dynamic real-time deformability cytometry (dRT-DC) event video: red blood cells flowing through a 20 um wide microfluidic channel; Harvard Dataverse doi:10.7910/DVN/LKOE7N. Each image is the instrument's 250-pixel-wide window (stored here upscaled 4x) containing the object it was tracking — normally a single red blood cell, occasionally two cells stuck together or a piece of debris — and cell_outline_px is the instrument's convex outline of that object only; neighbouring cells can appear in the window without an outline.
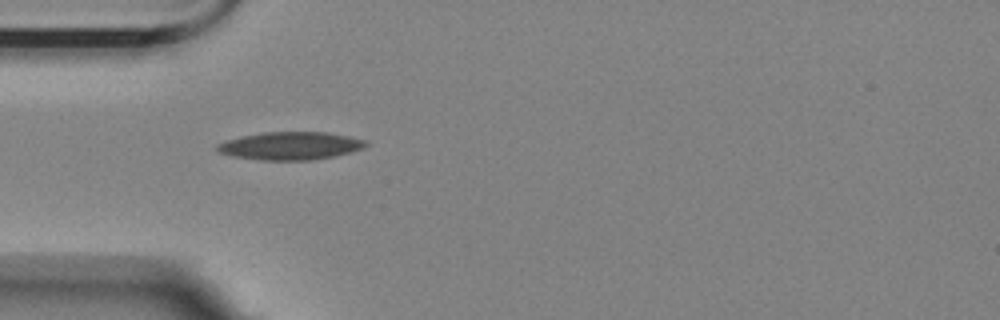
{"species": "Egyptian fruit bat (a non-hibernating species)", "species_latin": "Rousettus aegyptiacus", "temperature_condition": "room temperature", "stored_images_in_passage": 40, "camera_frame_rate_fps": 3000, "um_per_image_px": 0.085, "animal": {"sex": "female"}, "frame": {"image": 1, "passage_image": 1, "time_ms": 0.0, "image_size_px": [1000, 320], "cell_outline_px": [[368, 144], [364, 148], [352, 152], [312, 160], [260, 160], [232, 156], [220, 152], [216, 148], [216, 144], [224, 140], [240, 136], [264, 132], [328, 132], [368, 140]], "centroid_in_image_um": [24.69, 12.39], "position_along_channel_um": 60.3, "area_um2": 24.33}}
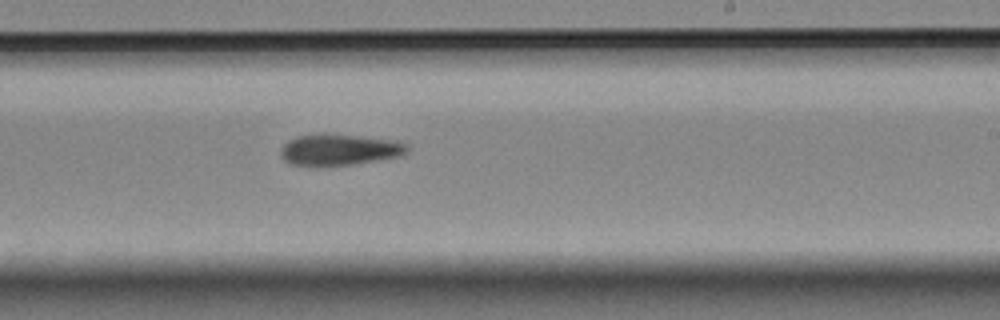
{"frame": {"image": 2, "passage_image": 18, "time_ms": 5.667, "image_size_px": [1000, 320], "cell_outline_px": [[408, 148], [404, 152], [396, 156], [352, 164], [320, 168], [316, 168], [288, 164], [280, 156], [280, 152], [284, 144], [288, 140], [296, 136], [320, 132], [396, 140], [404, 144]], "centroid_in_image_um": [28.68, 12.73], "position_along_channel_um": 260.3, "area_um2": 23.47}}
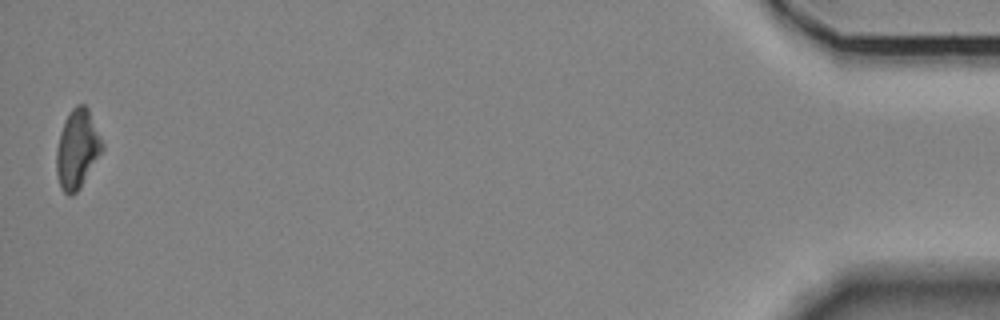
{"frame": {"image": 3, "passage_image": 40, "time_ms": 13.0, "image_size_px": [1000, 320], "cell_outline_px": [[104, 148], [80, 188], [72, 196], [68, 196], [60, 188], [56, 172], [56, 148], [60, 132], [64, 120], [72, 108], [76, 104], [84, 104], [88, 108], [104, 144]], "centroid_in_image_um": [6.55, 12.67], "position_along_channel_um": 428.6, "area_um2": 21.21}}